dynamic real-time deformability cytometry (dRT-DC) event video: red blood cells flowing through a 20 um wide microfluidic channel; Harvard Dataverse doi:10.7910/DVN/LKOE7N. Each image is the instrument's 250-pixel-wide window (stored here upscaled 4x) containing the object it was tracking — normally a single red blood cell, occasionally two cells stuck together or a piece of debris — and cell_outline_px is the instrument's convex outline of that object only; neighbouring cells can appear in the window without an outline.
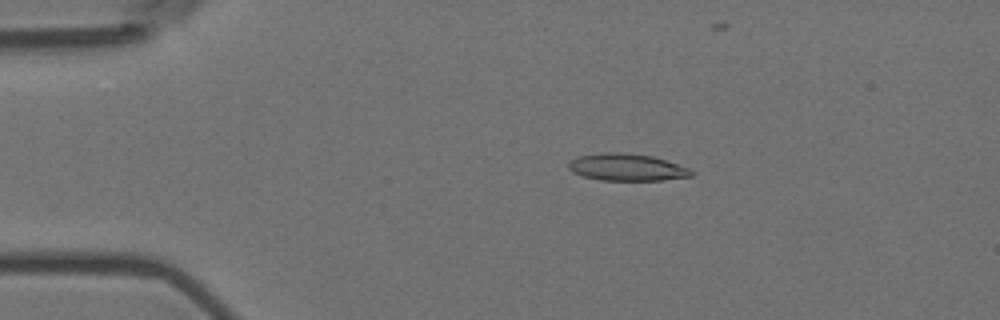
{"species": "Egyptian fruit bat (a non-hibernating species)", "species_latin": "Rousettus aegyptiacus", "temperature_condition": "room temperature", "stored_images_in_passage": 57, "camera_frame_rate_fps": 3000, "um_per_image_px": 0.085, "animal": {"sex": "female"}, "frame": {"image": 1, "passage_image": 11, "time_ms": 3.333, "image_size_px": [1000, 320], "cell_outline_px": [[696, 172], [692, 176], [664, 180], [600, 180], [584, 176], [572, 172], [568, 168], [568, 164], [572, 160], [580, 156], [600, 152], [624, 152], [652, 156], [688, 168]], "centroid_in_image_um": [53.28, 14.22], "position_along_channel_um": 31.7, "area_um2": 19.31}}
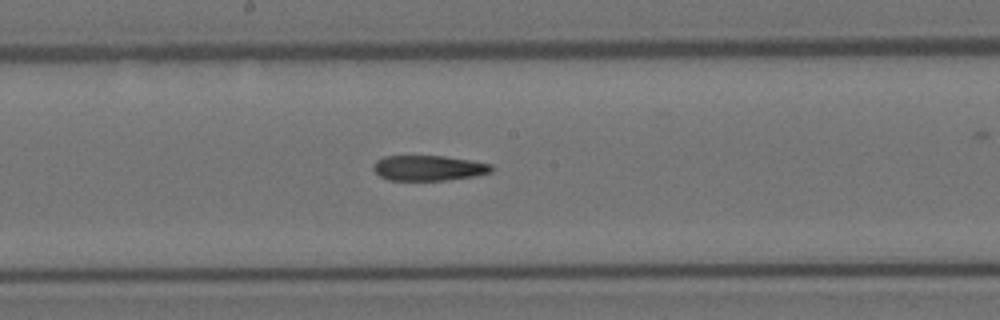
{"frame": {"image": 2, "passage_image": 30, "time_ms": 9.667, "image_size_px": [1000, 320], "cell_outline_px": [[492, 172], [476, 176], [444, 180], [388, 180], [380, 176], [372, 168], [372, 164], [376, 160], [384, 156], [444, 156], [492, 164]], "centroid_in_image_um": [36.4, 14.28], "position_along_channel_um": 211.8, "area_um2": 17.4}}
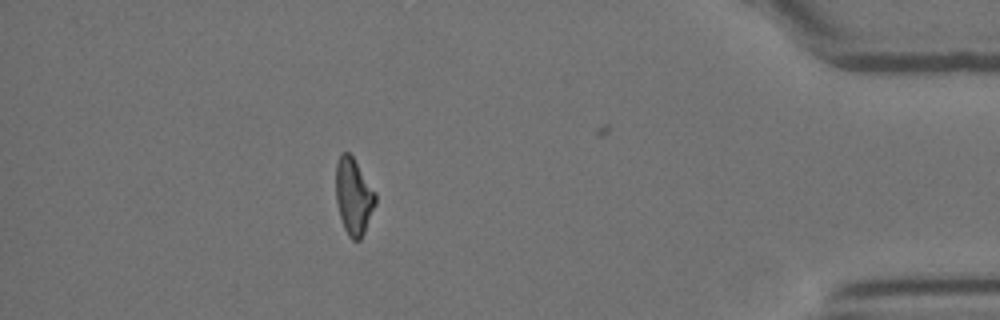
{"frame": {"image": 3, "passage_image": 50, "time_ms": 16.333, "image_size_px": [1000, 320], "cell_outline_px": [[376, 204], [364, 232], [360, 240], [352, 240], [348, 236], [344, 228], [340, 216], [336, 200], [336, 164], [340, 152], [348, 152], [352, 156], [376, 192]], "centroid_in_image_um": [30.06, 16.69], "position_along_channel_um": 405.1, "area_um2": 17.63}, "authors_computed_cell_mechanics": {"area_um2": 18.785, "velocity_mm_per_s": 3.6083, "shape_relaxation_time_tau1_ms": null, "shape_relaxation_time_tau2_ms": 9.4906, "deformation_change_tau1": null, "deformation_change_tau2": 0.2063}}